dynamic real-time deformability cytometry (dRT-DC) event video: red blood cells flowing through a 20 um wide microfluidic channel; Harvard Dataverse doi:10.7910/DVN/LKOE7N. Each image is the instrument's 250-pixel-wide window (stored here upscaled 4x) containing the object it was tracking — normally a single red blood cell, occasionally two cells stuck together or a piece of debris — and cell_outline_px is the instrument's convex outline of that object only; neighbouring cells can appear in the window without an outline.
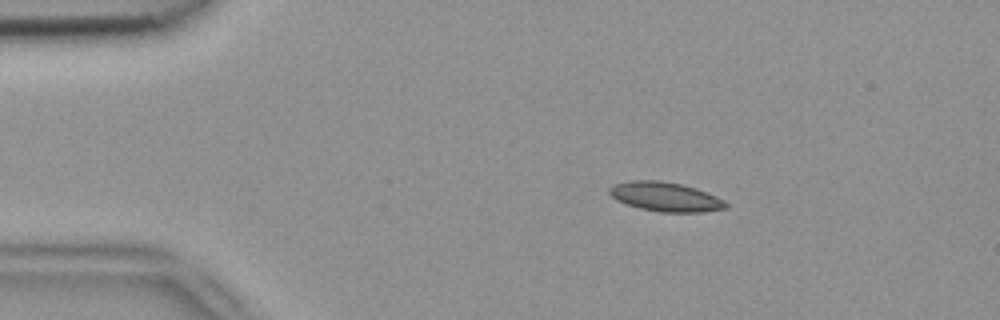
{"species": "common noctule bat (a hibernating species)", "species_latin": "Nyctalus noctula", "temperature_condition": "room temperature", "stored_images_in_passage": 4, "camera_frame_rate_fps": 3000, "um_per_image_px": 0.085, "animal": {"sex": "female", "body_mass_g": 18.4}, "frame": {"image": 1, "passage_image": 2, "time_ms": 0.333, "image_size_px": [1000, 320], "cell_outline_px": [[728, 208], [704, 212], [660, 212], [640, 208], [616, 200], [608, 192], [608, 188], [616, 184], [632, 180], [660, 180], [680, 184], [696, 188], [716, 196], [724, 200], [728, 204]], "centroid_in_image_um": [56.58, 16.73], "position_along_channel_um": 28.4, "area_um2": 19.83}}
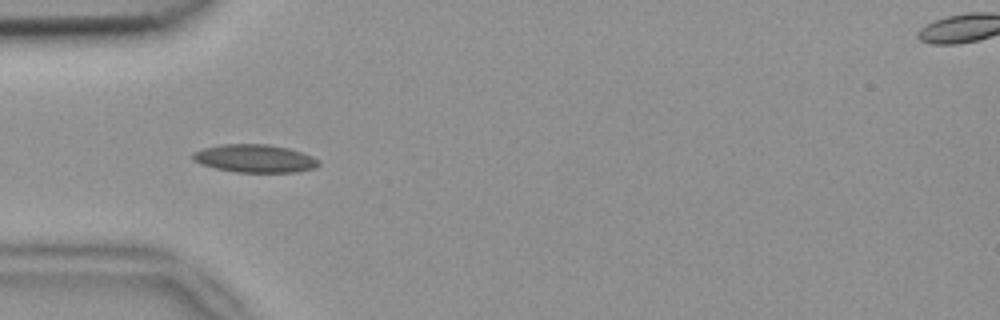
{"frame": {"image": 2, "passage_image": 4, "time_ms": 1.0, "image_size_px": [1000, 320], "cell_outline_px": [[320, 164], [316, 168], [296, 172], [236, 172], [216, 168], [200, 164], [192, 160], [192, 152], [204, 148], [220, 144], [268, 144], [288, 148], [312, 156], [320, 160]], "centroid_in_image_um": [21.65, 13.47], "position_along_channel_um": 63.3, "area_um2": 20.63}}